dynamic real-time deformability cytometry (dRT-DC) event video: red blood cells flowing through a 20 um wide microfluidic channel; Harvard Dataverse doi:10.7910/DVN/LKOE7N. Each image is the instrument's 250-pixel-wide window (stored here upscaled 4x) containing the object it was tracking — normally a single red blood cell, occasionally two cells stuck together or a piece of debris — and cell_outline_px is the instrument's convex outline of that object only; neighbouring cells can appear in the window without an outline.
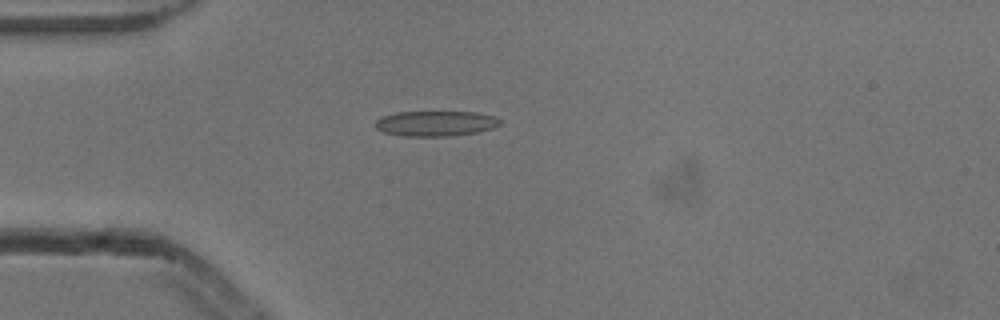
{"species": "common noctule bat (a hibernating species)", "species_latin": "Nyctalus noctula", "temperature_condition": "cold", "stored_images_in_passage": 1, "camera_frame_rate_fps": 3000, "um_per_image_px": 0.085, "animal": {"sex": "male", "body_mass_g": 13.3}, "frame": {"image": 1, "passage_image": 1, "time_ms": 0.0, "image_size_px": [1000, 320], "cell_outline_px": [[500, 124], [492, 128], [476, 132], [452, 136], [400, 136], [384, 132], [376, 128], [376, 120], [380, 116], [396, 112], [480, 112], [496, 116], [500, 120]], "centroid_in_image_um": [37.02, 10.49], "position_along_channel_um": 48.0, "area_um2": 18.5}}